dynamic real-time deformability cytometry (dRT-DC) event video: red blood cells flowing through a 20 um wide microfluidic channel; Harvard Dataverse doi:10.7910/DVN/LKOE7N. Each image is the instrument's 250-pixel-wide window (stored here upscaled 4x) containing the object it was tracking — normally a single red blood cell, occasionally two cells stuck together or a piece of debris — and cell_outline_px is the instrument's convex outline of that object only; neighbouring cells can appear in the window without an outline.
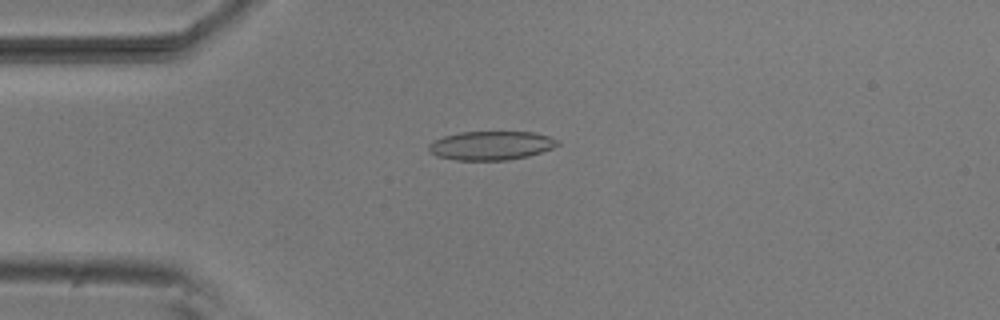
{"species": "common noctule bat (a hibernating species)", "species_latin": "Nyctalus noctula", "temperature_condition": "room temperature", "stored_images_in_passage": 50, "camera_frame_rate_fps": 3000, "um_per_image_px": 0.085, "animal": {"sex": "male", "body_mass_g": 20.5, "forearm_length_mm": 52.5}, "frame": {"image": 1, "passage_image": 10, "time_ms": 3.0, "image_size_px": [1000, 320], "cell_outline_px": [[560, 144], [552, 148], [528, 156], [508, 160], [456, 160], [436, 156], [428, 148], [428, 144], [444, 136], [460, 132], [532, 132], [548, 136], [560, 140]], "centroid_in_image_um": [41.76, 12.37], "position_along_channel_um": 43.2, "area_um2": 21.56}}
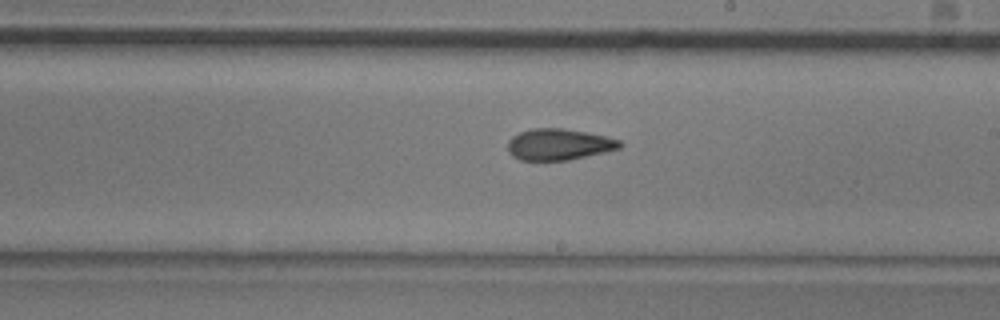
{"frame": {"image": 2, "passage_image": 27, "time_ms": 8.667, "image_size_px": [1000, 320], "cell_outline_px": [[624, 144], [620, 148], [604, 152], [568, 160], [520, 160], [512, 156], [508, 152], [508, 140], [512, 136], [520, 132], [532, 128], [560, 128], [588, 132], [620, 140]], "centroid_in_image_um": [47.49, 12.27], "position_along_channel_um": 241.5, "area_um2": 20.46}}
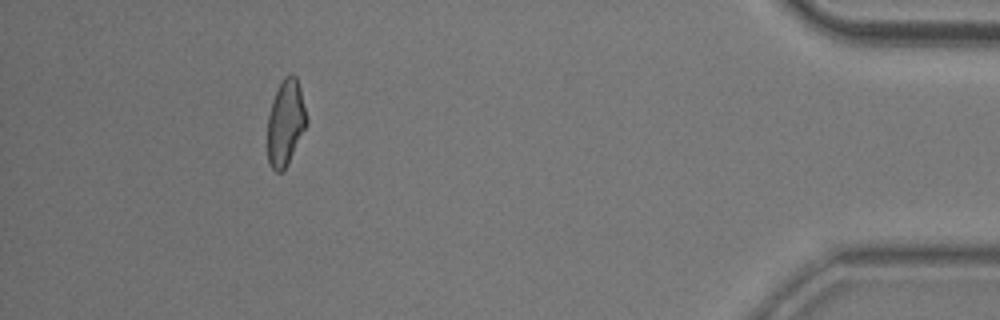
{"frame": {"image": 3, "passage_image": 45, "time_ms": 14.667, "image_size_px": [1000, 320], "cell_outline_px": [[308, 124], [288, 164], [280, 172], [276, 172], [268, 164], [268, 116], [272, 100], [284, 76], [288, 72], [292, 72], [296, 76], [300, 88], [308, 120]], "centroid_in_image_um": [24.29, 10.41], "position_along_channel_um": 410.9, "area_um2": 19.71}, "authors_computed_cell_mechanics": {"area_um2": 20.6924, "velocity_mm_per_s": 3.8268, "shape_relaxation_time_tau1_ms": 7.5241, "shape_relaxation_time_tau2_ms": 2.129, "deformation_change_tau1": 0.1731, "deformation_change_tau2": 0.0861}}